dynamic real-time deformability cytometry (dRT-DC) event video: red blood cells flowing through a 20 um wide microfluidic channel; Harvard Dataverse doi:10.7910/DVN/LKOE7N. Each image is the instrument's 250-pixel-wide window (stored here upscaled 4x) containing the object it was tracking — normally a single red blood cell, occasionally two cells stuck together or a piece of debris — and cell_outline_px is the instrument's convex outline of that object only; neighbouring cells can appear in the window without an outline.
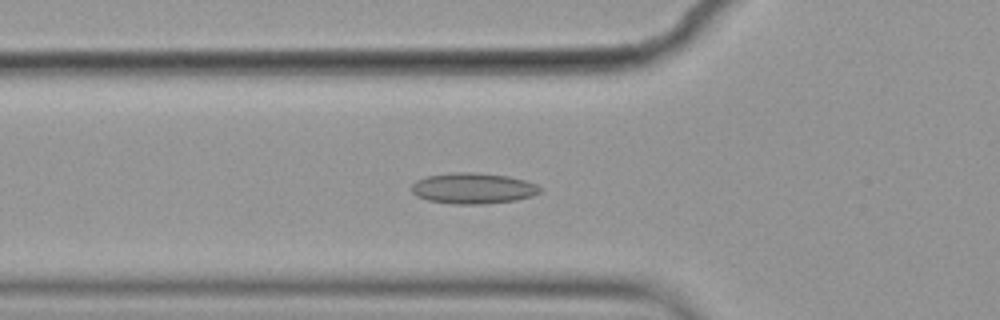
{"species": "common noctule bat (a hibernating species)", "species_latin": "Nyctalus noctula", "temperature_condition": "cold", "stored_images_in_passage": 56, "camera_frame_rate_fps": 3000, "um_per_image_px": 0.085, "animal": {"sex": "female", "body_mass_g": 19.9}, "frame": {"image": 1, "passage_image": 19, "time_ms": 6.0, "image_size_px": [1000, 320], "cell_outline_px": [[540, 192], [532, 196], [516, 200], [480, 204], [452, 204], [428, 200], [416, 196], [412, 192], [412, 184], [416, 180], [428, 176], [456, 172], [476, 172], [508, 176], [524, 180], [536, 184], [540, 188]], "centroid_in_image_um": [40.2, 16.01], "position_along_channel_um": 85.6, "area_um2": 23.0}}
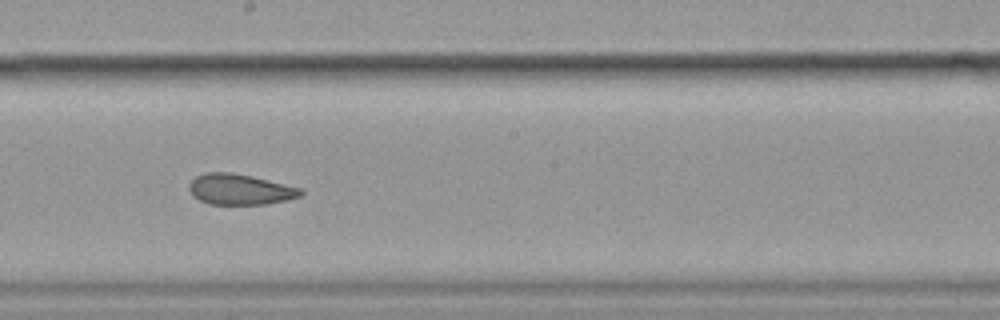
{"frame": {"image": 2, "passage_image": 31, "time_ms": 10.0, "image_size_px": [1000, 320], "cell_outline_px": [[304, 192], [300, 196], [288, 200], [264, 204], [208, 204], [200, 200], [188, 188], [188, 184], [196, 176], [204, 172], [232, 172], [252, 176], [300, 188]], "centroid_in_image_um": [20.39, 16.09], "position_along_channel_um": 227.8, "area_um2": 19.83}}
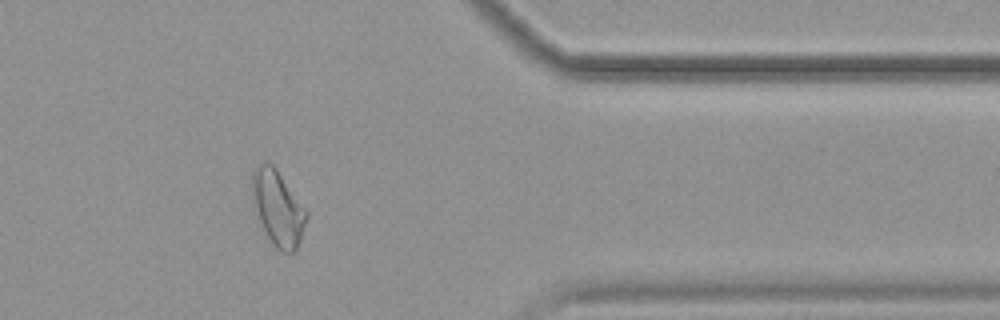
{"frame": {"image": 3, "passage_image": 46, "time_ms": 15.0, "image_size_px": [1000, 320], "cell_outline_px": [[308, 216], [300, 240], [296, 248], [292, 252], [284, 252], [276, 248], [268, 236], [260, 220], [256, 208], [252, 192], [252, 172], [256, 164], [264, 160], [272, 164], [276, 168], [308, 212]], "centroid_in_image_um": [23.63, 17.62], "position_along_channel_um": 387.8, "area_um2": 23.29}, "authors_computed_cell_mechanics": {"area_um2": 22.4553, "velocity_mm_per_s": 3.5536, "shape_relaxation_time_tau1_ms": null, "shape_relaxation_time_tau2_ms": 2.3264, "deformation_change_tau1": null, "deformation_change_tau2": 0.0954}}